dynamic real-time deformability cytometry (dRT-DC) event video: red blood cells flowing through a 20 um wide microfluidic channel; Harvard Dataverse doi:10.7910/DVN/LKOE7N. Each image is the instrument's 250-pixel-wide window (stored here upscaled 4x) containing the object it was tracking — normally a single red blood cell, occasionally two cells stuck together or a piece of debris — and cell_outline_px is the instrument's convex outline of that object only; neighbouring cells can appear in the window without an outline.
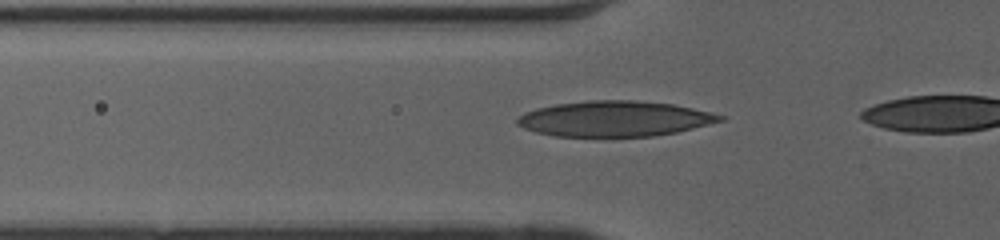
{"species": "human", "species_latin": "Homo sapiens", "temperature_condition": "cold", "stored_images_in_passage": 27, "camera_frame_rate_fps": 3000, "um_per_image_px": 0.085, "donor": {"sex": "female"}, "frame": {"image": 1, "passage_image": 3, "time_ms": 0.667, "image_size_px": [1000, 240], "cell_outline_px": [[728, 116], [724, 120], [676, 132], [652, 136], [556, 136], [536, 132], [524, 128], [516, 124], [516, 120], [524, 112], [536, 108], [556, 104], [588, 100], [636, 100], [672, 104], [712, 112]], "centroid_in_image_um": [52.24, 10.08], "position_along_channel_um": 73.6, "area_um2": 41.85}}
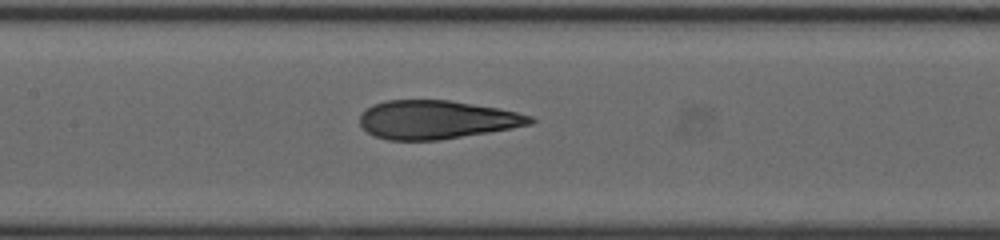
{"frame": {"image": 2, "passage_image": 10, "time_ms": 3.0, "image_size_px": [1000, 240], "cell_outline_px": [[536, 120], [532, 124], [512, 128], [440, 140], [388, 140], [376, 136], [368, 132], [360, 124], [360, 116], [372, 104], [388, 100], [448, 100], [500, 108], [532, 116]], "centroid_in_image_um": [37.13, 10.17], "position_along_channel_um": 170.3, "area_um2": 38.09}}
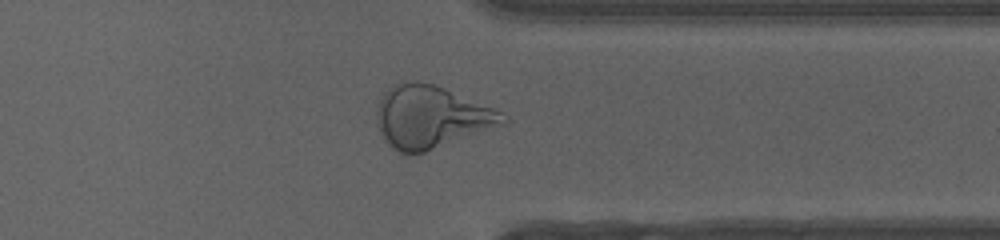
{"frame": {"image": 3, "passage_image": 25, "time_ms": 8.0, "image_size_px": [1000, 240], "cell_outline_px": [[512, 120], [508, 124], [424, 152], [408, 156], [400, 152], [388, 144], [380, 136], [376, 124], [376, 104], [380, 96], [392, 84], [400, 80], [416, 80], [432, 84], [444, 88], [496, 108], [508, 116]], "centroid_in_image_um": [36.63, 9.93], "position_along_channel_um": 374.8, "area_um2": 47.11}}